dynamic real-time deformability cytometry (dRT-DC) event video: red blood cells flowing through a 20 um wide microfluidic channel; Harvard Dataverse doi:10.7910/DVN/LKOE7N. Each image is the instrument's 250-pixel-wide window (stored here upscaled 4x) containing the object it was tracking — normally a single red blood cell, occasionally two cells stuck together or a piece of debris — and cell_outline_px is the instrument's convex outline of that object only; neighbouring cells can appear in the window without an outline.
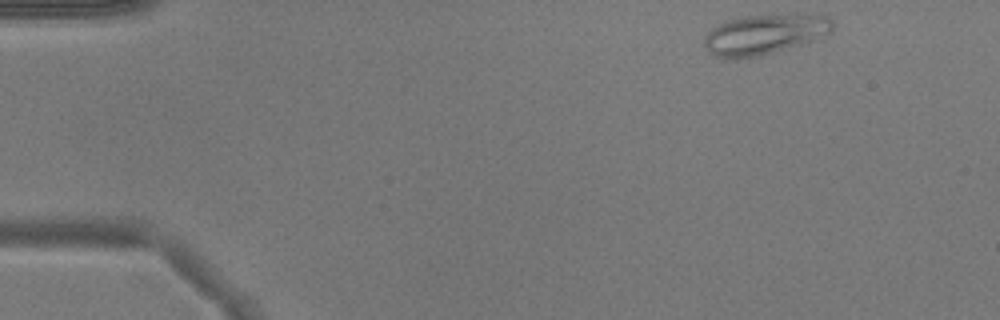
{"species": "common noctule bat (a hibernating species)", "species_latin": "Nyctalus noctula", "temperature_condition": "warm", "stored_images_in_passage": 46, "camera_frame_rate_fps": 3000, "um_per_image_px": 0.085, "animal": {"sex": "male", "body_mass_g": 17.9}, "frame": {"image": 1, "passage_image": 1, "time_ms": 0.0, "image_size_px": [1000, 320], "cell_outline_px": [[832, 28], [828, 32], [812, 40], [800, 44], [756, 56], [736, 60], [716, 56], [708, 52], [704, 48], [704, 36], [712, 28], [728, 20], [744, 16], [828, 16], [832, 20]], "centroid_in_image_um": [64.86, 2.95], "position_along_channel_um": 20.1, "area_um2": 28.96}}
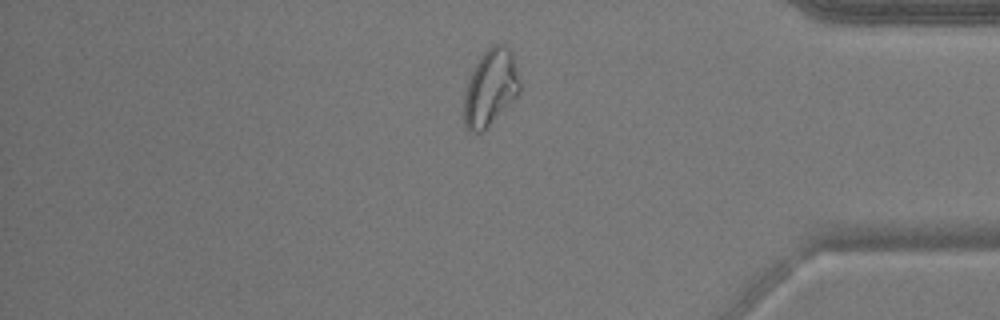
{"frame": {"image": 2, "passage_image": 38, "time_ms": 12.333, "image_size_px": [1000, 320], "cell_outline_px": [[520, 92], [484, 132], [476, 132], [468, 128], [464, 124], [464, 96], [468, 80], [480, 56], [492, 44], [504, 44], [508, 48], [512, 56], [520, 80]], "centroid_in_image_um": [41.69, 7.47], "position_along_channel_um": 393.5, "area_um2": 24.57}}
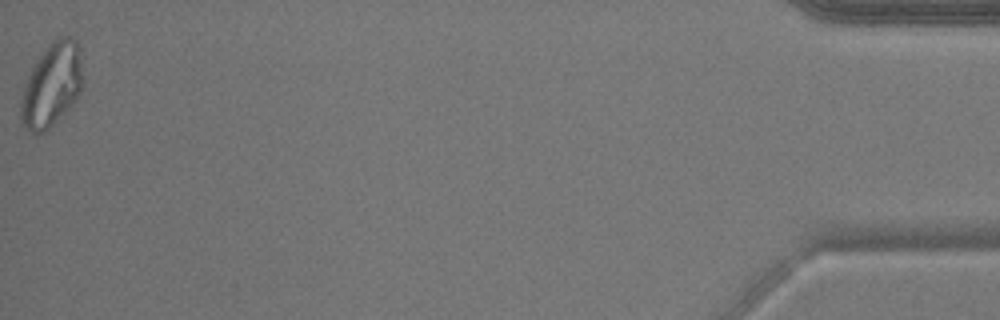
{"frame": {"image": 3, "passage_image": 46, "time_ms": 15.0, "image_size_px": [1000, 320], "cell_outline_px": [[84, 80], [80, 96], [44, 132], [36, 136], [20, 120], [20, 96], [28, 76], [40, 52], [52, 40], [60, 36], [68, 36], [76, 40], [84, 76]], "centroid_in_image_um": [4.4, 7.2], "position_along_channel_um": 430.8, "area_um2": 30.4}}